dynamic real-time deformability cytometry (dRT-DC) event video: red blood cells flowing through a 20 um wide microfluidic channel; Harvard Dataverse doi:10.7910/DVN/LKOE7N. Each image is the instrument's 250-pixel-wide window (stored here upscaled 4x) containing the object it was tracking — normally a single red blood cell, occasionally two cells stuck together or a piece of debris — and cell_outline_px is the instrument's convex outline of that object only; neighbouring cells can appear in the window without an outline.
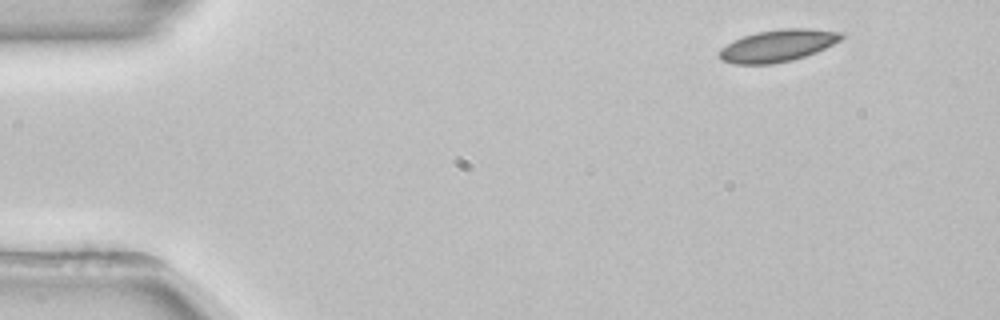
{"species": "common noctule bat (a hibernating species)", "species_latin": "Nyctalus noctula", "temperature_condition": "room temperature", "stored_images_in_passage": 49, "camera_frame_rate_fps": 3000, "um_per_image_px": 0.085, "animal": {"sex": "female", "body_mass_g": 22.7, "forearm_length_mm": 54.2}, "frame": {"image": 1, "passage_image": 1, "time_ms": 0.0, "image_size_px": [1000, 320], "cell_outline_px": [[844, 36], [840, 40], [816, 52], [792, 60], [772, 64], [732, 64], [720, 60], [720, 48], [732, 40], [756, 32], [780, 28], [808, 28], [844, 32]], "centroid_in_image_um": [66.09, 3.87], "position_along_channel_um": 18.9, "area_um2": 22.89}}
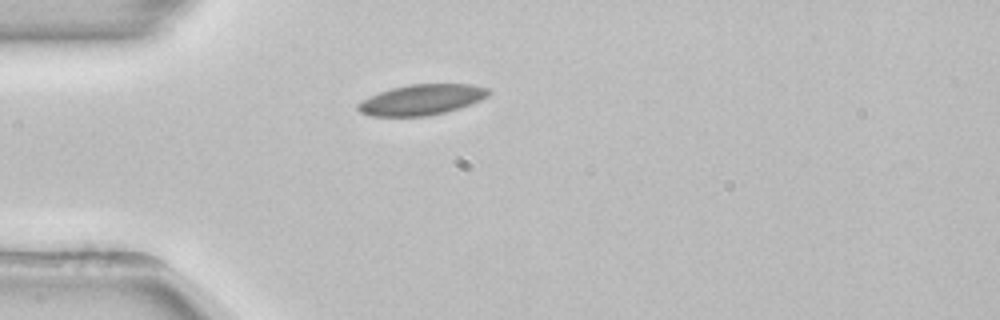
{"frame": {"image": 2, "passage_image": 10, "time_ms": 3.0, "image_size_px": [1000, 320], "cell_outline_px": [[492, 92], [488, 96], [480, 100], [444, 112], [428, 116], [368, 116], [360, 112], [356, 108], [356, 104], [360, 100], [380, 92], [392, 88], [408, 84], [472, 84], [488, 88]], "centroid_in_image_um": [35.8, 8.47], "position_along_channel_um": 49.2, "area_um2": 23.24}}
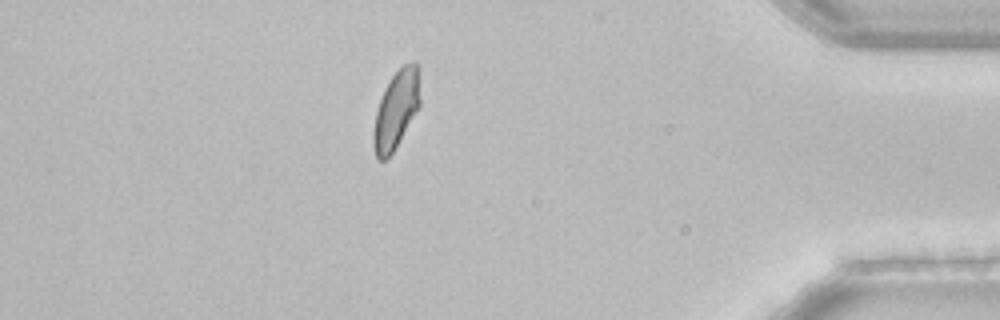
{"frame": {"image": 3, "passage_image": 42, "time_ms": 13.667, "image_size_px": [1000, 320], "cell_outline_px": [[420, 104], [392, 152], [384, 160], [376, 160], [372, 144], [372, 132], [376, 112], [384, 88], [392, 76], [404, 64], [416, 60], [420, 64]], "centroid_in_image_um": [33.67, 9.26], "position_along_channel_um": 401.5, "area_um2": 21.27}, "authors_computed_cell_mechanics": {"area_um2": 22.1374, "velocity_mm_per_s": 3.8326, "shape_relaxation_time_tau1_ms": 3.0705, "shape_relaxation_time_tau2_ms": null, "deformation_change_tau1": 0.0806, "deformation_change_tau2": null}}